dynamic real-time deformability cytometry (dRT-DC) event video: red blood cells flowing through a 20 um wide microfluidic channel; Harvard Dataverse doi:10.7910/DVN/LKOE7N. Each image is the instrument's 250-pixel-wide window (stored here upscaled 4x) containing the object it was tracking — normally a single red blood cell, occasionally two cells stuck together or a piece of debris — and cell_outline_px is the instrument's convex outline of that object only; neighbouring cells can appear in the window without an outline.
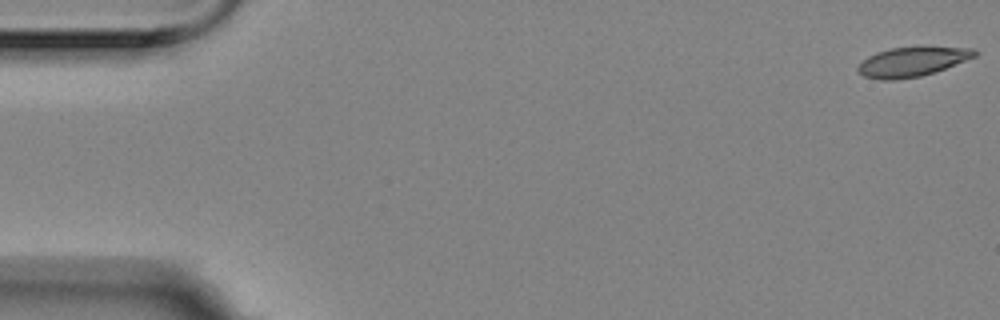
{"species": "Egyptian fruit bat (a non-hibernating species)", "species_latin": "Rousettus aegyptiacus", "temperature_condition": "room temperature", "stored_images_in_passage": 4, "camera_frame_rate_fps": 3000, "um_per_image_px": 0.085, "animal": {"sex": "female"}, "frame": {"image": 1, "passage_image": 1, "time_ms": 0.0, "image_size_px": [1000, 320], "cell_outline_px": [[980, 52], [976, 56], [944, 68], [920, 76], [896, 80], [880, 80], [864, 76], [856, 72], [856, 68], [868, 56], [876, 52], [892, 48], [976, 48]], "centroid_in_image_um": [77.48, 5.27], "position_along_channel_um": 7.5, "area_um2": 19.59}}